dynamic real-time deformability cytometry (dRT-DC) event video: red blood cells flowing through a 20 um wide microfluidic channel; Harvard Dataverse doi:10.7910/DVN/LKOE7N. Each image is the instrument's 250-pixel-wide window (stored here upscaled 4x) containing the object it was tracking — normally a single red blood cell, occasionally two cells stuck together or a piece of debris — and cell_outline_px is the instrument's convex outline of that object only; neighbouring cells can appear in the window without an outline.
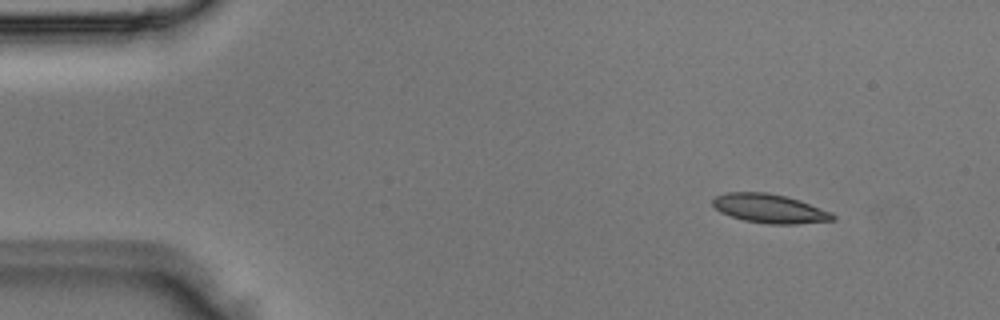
{"species": "Egyptian fruit bat (a non-hibernating species)", "species_latin": "Rousettus aegyptiacus", "temperature_condition": "room temperature", "stored_images_in_passage": 4, "segment_of_instrument_passage": [1, 2], "camera_frame_rate_fps": 3000, "um_per_image_px": 0.085, "animal": {"sex": "male"}, "frame": {"image": 1, "passage_image": 1, "time_ms": 0.0, "image_size_px": [1000, 320], "cell_outline_px": [[836, 220], [796, 224], [768, 224], [744, 220], [720, 212], [712, 204], [712, 200], [716, 196], [728, 192], [768, 192], [788, 196], [800, 200], [832, 212], [836, 216]], "centroid_in_image_um": [65.46, 17.72], "position_along_channel_um": 19.5, "area_um2": 20.4}}